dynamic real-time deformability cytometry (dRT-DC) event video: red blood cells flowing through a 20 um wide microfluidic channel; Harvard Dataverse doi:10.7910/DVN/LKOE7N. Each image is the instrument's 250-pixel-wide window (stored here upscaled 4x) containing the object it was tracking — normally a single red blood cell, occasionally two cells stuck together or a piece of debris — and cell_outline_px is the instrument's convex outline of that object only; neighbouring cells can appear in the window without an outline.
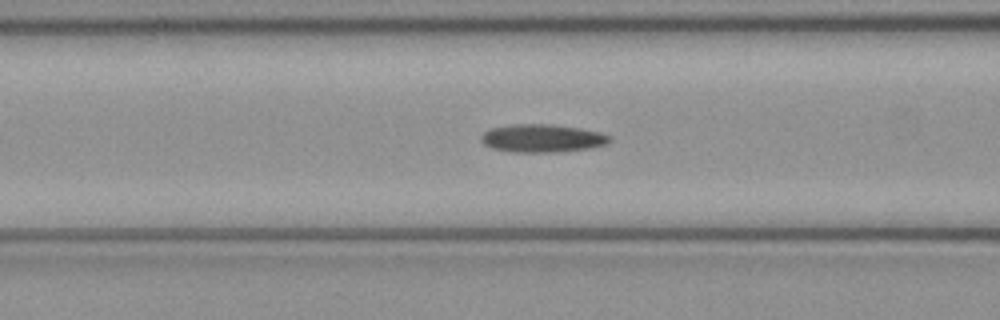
{"species": "common noctule bat (a hibernating species)", "species_latin": "Nyctalus noctula", "temperature_condition": "cold", "stored_images_in_passage": 38, "camera_frame_rate_fps": 3000, "um_per_image_px": 0.085, "animal": {"sex": "female", "body_mass_g": 21.9}, "frame": {"image": 1, "passage_image": 7, "time_ms": 2.0, "image_size_px": [1000, 320], "cell_outline_px": [[612, 140], [608, 144], [592, 148], [560, 152], [508, 152], [492, 148], [484, 144], [480, 140], [480, 136], [484, 132], [492, 128], [516, 124], [552, 124], [580, 128], [600, 132], [612, 136]], "centroid_in_image_um": [46.13, 11.76], "position_along_channel_um": 120.5, "area_um2": 21.27}}
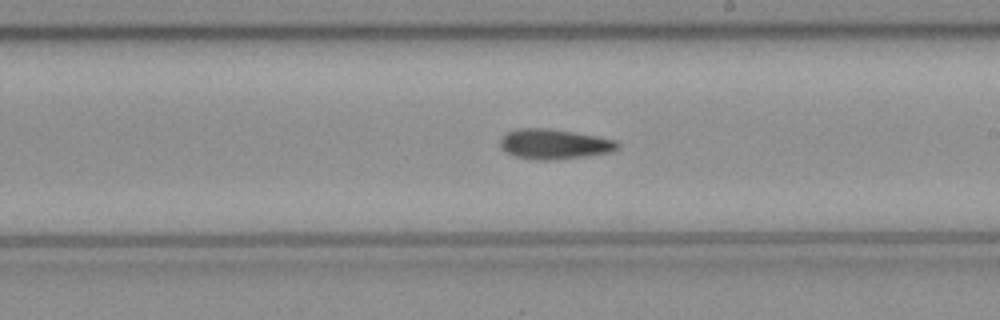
{"frame": {"image": 2, "passage_image": 16, "time_ms": 5.0, "image_size_px": [1000, 320], "cell_outline_px": [[620, 148], [612, 152], [588, 156], [552, 160], [536, 160], [516, 156], [504, 152], [500, 148], [500, 140], [508, 132], [516, 128], [548, 128], [596, 136], [616, 140], [620, 144]], "centroid_in_image_um": [47.12, 12.25], "position_along_channel_um": 241.9, "area_um2": 20.69}}
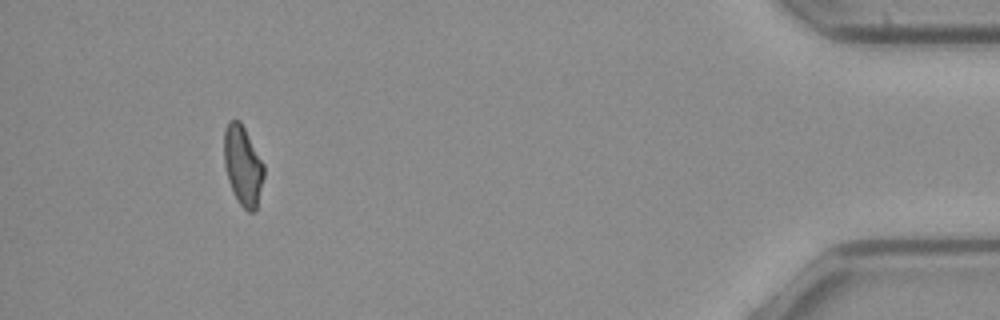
{"frame": {"image": 3, "passage_image": 34, "time_ms": 11.0, "image_size_px": [1000, 320], "cell_outline_px": [[264, 176], [256, 208], [252, 212], [248, 212], [240, 204], [228, 180], [224, 164], [224, 128], [228, 120], [240, 120], [264, 164]], "centroid_in_image_um": [20.63, 14.03], "position_along_channel_um": 414.6, "area_um2": 18.32}}